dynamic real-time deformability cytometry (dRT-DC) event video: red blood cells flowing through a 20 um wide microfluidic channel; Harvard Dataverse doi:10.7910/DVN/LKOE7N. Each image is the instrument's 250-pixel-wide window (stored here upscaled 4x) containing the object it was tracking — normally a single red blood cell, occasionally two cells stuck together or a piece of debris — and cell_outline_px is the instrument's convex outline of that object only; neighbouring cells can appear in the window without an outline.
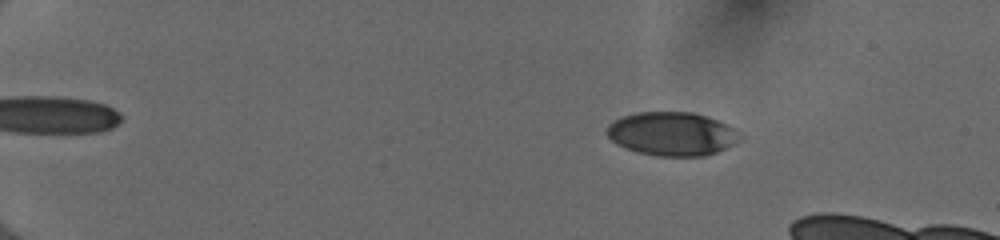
{"species": "human", "species_latin": "Homo sapiens", "temperature_condition": "cold", "stored_images_in_passage": 53, "camera_frame_rate_fps": 3000, "um_per_image_px": 0.085, "donor": {"sex": "female"}, "frame": {"image": 1, "passage_image": 10, "time_ms": 3.0, "image_size_px": [1000, 240], "cell_outline_px": [[744, 136], [740, 140], [716, 152], [704, 156], [656, 156], [636, 152], [616, 144], [604, 132], [608, 124], [624, 116], [636, 112], [692, 112], [716, 120], [740, 132]], "centroid_in_image_um": [57.09, 11.38], "position_along_channel_um": 27.9, "area_um2": 33.76}}
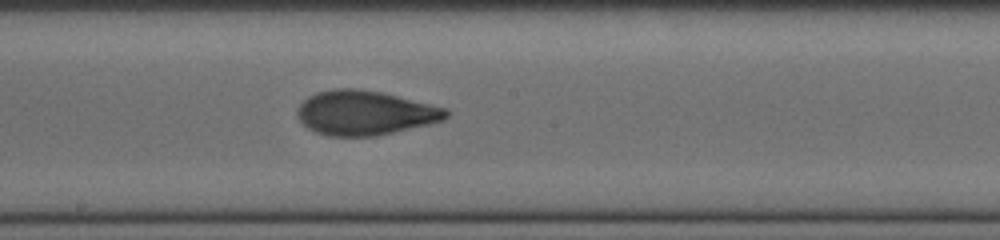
{"frame": {"image": 2, "passage_image": 33, "time_ms": 10.667, "image_size_px": [1000, 240], "cell_outline_px": [[448, 116], [444, 120], [428, 124], [376, 136], [328, 136], [316, 132], [308, 128], [296, 116], [296, 108], [308, 96], [316, 92], [336, 88], [356, 88], [380, 92], [444, 108], [448, 112]], "centroid_in_image_um": [30.95, 9.59], "position_along_channel_um": 217.3, "area_um2": 38.21}}
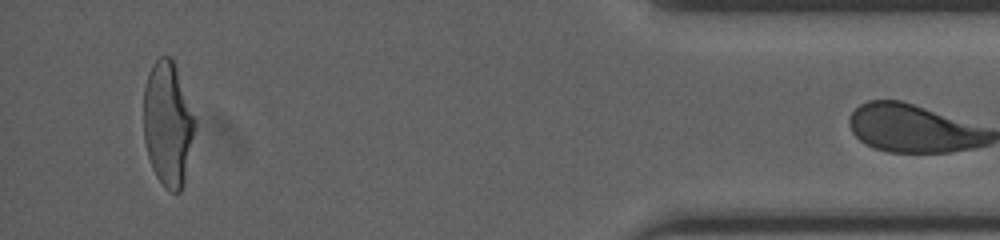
{"frame": {"image": 3, "passage_image": 52, "time_ms": 17.0, "image_size_px": [1000, 240], "cell_outline_px": [[196, 124], [184, 180], [180, 192], [172, 192], [164, 188], [156, 176], [152, 168], [148, 156], [144, 140], [144, 88], [152, 64], [160, 56], [172, 56], [196, 120]], "centroid_in_image_um": [14.26, 10.52], "position_along_channel_um": 420.9, "area_um2": 37.11}}